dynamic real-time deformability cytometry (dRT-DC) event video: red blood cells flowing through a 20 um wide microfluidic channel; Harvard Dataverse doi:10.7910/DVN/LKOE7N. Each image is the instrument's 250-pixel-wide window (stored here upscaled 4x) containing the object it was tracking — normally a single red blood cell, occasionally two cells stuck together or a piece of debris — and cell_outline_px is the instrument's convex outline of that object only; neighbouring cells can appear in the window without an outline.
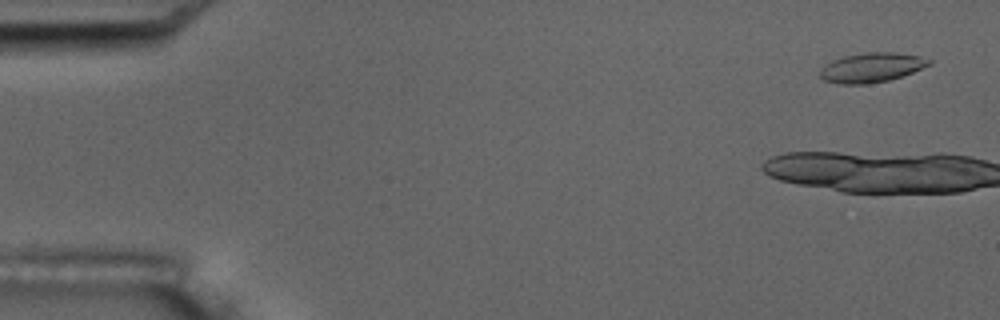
{"species": "common noctule bat (a hibernating species)", "species_latin": "Nyctalus noctula", "temperature_condition": "room temperature", "stored_images_in_passage": 6, "camera_frame_rate_fps": 3000, "um_per_image_px": 0.085, "animal": {"sex": "male", "body_mass_g": 17.5, "forearm_length_mm": 52.3}, "frame": {"image": 1, "passage_image": 1, "time_ms": 0.0, "image_size_px": [1000, 320], "cell_outline_px": [[932, 64], [912, 72], [888, 80], [868, 84], [840, 84], [824, 80], [820, 76], [820, 68], [832, 60], [844, 56], [864, 52], [896, 52], [920, 56], [932, 60]], "centroid_in_image_um": [74.08, 5.73], "position_along_channel_um": 10.9, "area_um2": 18.79}}